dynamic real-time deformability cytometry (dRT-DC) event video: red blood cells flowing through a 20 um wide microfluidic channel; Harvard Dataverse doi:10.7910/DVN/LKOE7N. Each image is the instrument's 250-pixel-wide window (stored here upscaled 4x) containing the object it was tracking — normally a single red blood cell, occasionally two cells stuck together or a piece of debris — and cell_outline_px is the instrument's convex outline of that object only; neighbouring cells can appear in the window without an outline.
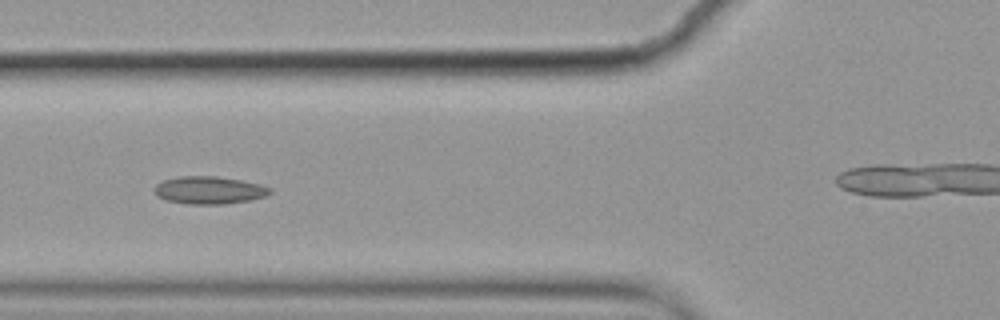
{"species": "common noctule bat (a hibernating species)", "species_latin": "Nyctalus noctula", "temperature_condition": "cold", "stored_images_in_passage": 15, "camera_frame_rate_fps": 3000, "um_per_image_px": 0.085, "animal": {"sex": "female", "body_mass_g": 19.9}, "frame": {"image": 1, "passage_image": 5, "time_ms": 1.333, "image_size_px": [1000, 320], "cell_outline_px": [[272, 192], [268, 196], [248, 200], [224, 204], [188, 204], [164, 200], [156, 196], [156, 184], [164, 180], [180, 176], [216, 176], [240, 180], [260, 184], [272, 188]], "centroid_in_image_um": [17.8, 16.17], "position_along_channel_um": 108.0, "area_um2": 18.61}}
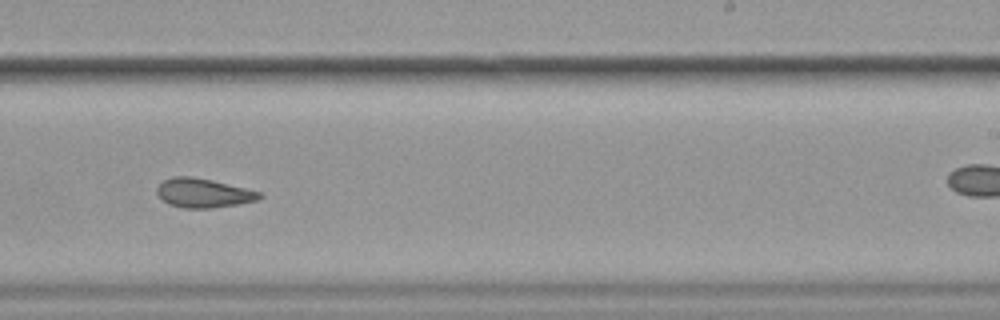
{"frame": {"image": 2, "passage_image": 9, "time_ms": 2.667, "image_size_px": [1000, 320], "cell_outline_px": [[264, 196], [256, 200], [236, 204], [212, 208], [184, 208], [168, 204], [156, 192], [156, 188], [164, 180], [172, 176], [192, 176], [212, 180], [260, 192]], "centroid_in_image_um": [17.26, 16.4], "position_along_channel_um": 271.7, "area_um2": 17.22}}
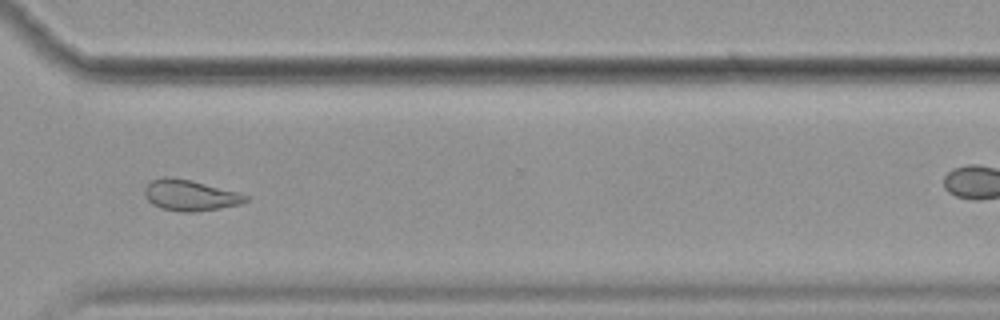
{"frame": {"image": 3, "passage_image": 11, "time_ms": 3.333, "image_size_px": [1000, 320], "cell_outline_px": [[248, 200], [240, 204], [220, 208], [196, 212], [180, 212], [160, 208], [152, 204], [148, 200], [144, 192], [144, 188], [152, 180], [164, 176], [168, 176], [188, 180], [240, 192], [248, 196]], "centroid_in_image_um": [16.15, 16.61], "position_along_channel_um": 354.4, "area_um2": 18.15}}